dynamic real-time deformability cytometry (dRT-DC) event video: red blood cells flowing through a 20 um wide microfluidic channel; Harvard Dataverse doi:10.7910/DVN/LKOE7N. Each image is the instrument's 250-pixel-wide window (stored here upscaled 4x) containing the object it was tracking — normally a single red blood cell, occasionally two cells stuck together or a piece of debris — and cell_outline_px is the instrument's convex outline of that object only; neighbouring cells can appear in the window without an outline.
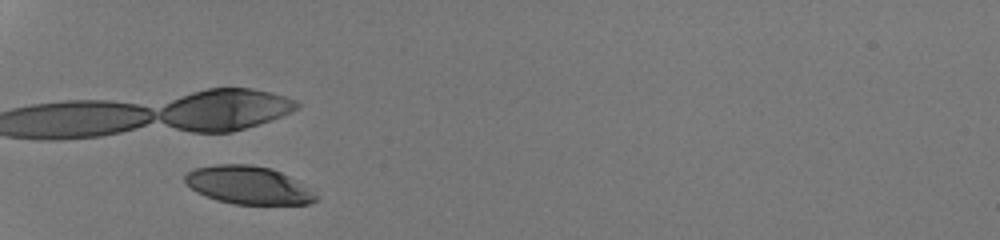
{"species": "human", "species_latin": "Homo sapiens", "temperature_condition": "room temperature", "stored_images_in_passage": 9, "camera_frame_rate_fps": 3000, "um_per_image_px": 0.085, "donor": {"sex": "male"}, "frame": {"image": 1, "passage_image": 2, "time_ms": 0.333, "image_size_px": [1000, 240], "cell_outline_px": [[320, 200], [308, 204], [232, 204], [216, 200], [196, 192], [184, 180], [184, 176], [188, 172], [196, 168], [216, 164], [248, 164], [272, 168], [296, 180], [320, 196]], "centroid_in_image_um": [21.13, 15.75], "position_along_channel_um": 63.9, "area_um2": 29.02}}